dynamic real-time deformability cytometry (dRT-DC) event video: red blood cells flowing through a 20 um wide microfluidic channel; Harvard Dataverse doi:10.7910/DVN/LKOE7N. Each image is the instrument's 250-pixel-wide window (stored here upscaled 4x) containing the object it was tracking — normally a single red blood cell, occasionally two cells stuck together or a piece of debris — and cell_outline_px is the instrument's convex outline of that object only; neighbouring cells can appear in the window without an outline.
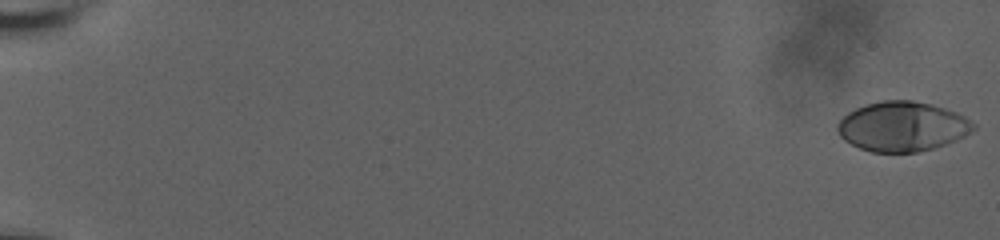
{"species": "human", "species_latin": "Homo sapiens", "temperature_condition": "room temperature", "stored_images_in_passage": 18, "camera_frame_rate_fps": 3000, "um_per_image_px": 0.085, "donor": {"sex": "male"}, "frame": {"image": 1, "passage_image": 1, "time_ms": 0.0, "image_size_px": [1000, 240], "cell_outline_px": [[976, 128], [964, 136], [956, 140], [932, 148], [916, 152], [872, 152], [860, 148], [844, 140], [840, 136], [836, 128], [836, 124], [848, 112], [856, 108], [880, 100], [912, 100], [932, 104], [956, 112], [964, 116], [976, 124]], "centroid_in_image_um": [76.69, 10.74], "position_along_channel_um": 8.3, "area_um2": 39.3}}